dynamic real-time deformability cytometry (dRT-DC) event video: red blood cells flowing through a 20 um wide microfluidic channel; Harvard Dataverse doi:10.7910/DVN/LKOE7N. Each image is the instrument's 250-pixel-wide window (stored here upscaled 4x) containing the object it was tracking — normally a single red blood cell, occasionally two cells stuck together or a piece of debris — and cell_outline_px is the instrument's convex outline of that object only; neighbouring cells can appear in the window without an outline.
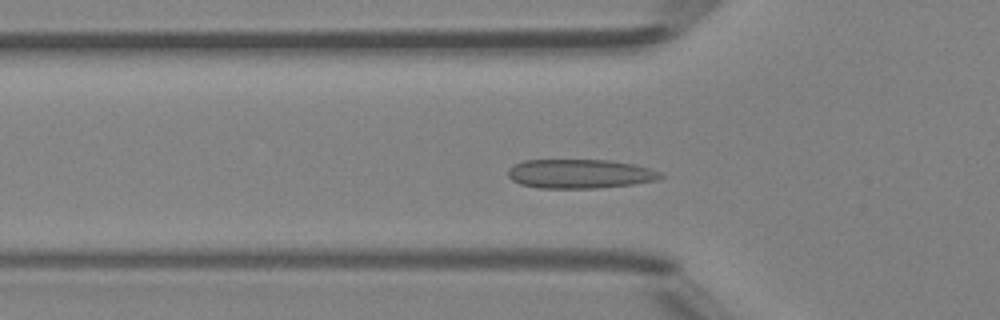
{"species": "Egyptian fruit bat (a non-hibernating species)", "species_latin": "Rousettus aegyptiacus", "temperature_condition": "room temperature", "stored_images_in_passage": 46, "camera_frame_rate_fps": 3000, "um_per_image_px": 0.085, "animal": {"sex": "female"}, "frame": {"image": 1, "passage_image": 14, "time_ms": 4.333, "image_size_px": [1000, 320], "cell_outline_px": [[664, 176], [656, 180], [632, 184], [596, 188], [540, 188], [520, 184], [512, 180], [508, 176], [508, 168], [524, 160], [608, 160], [632, 164], [648, 168], [660, 172]], "centroid_in_image_um": [49.26, 14.77], "position_along_channel_um": 76.5, "area_um2": 25.72}}
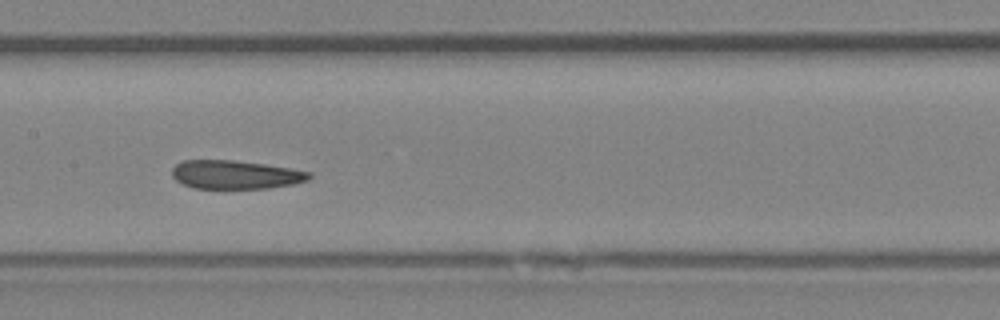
{"frame": {"image": 2, "passage_image": 22, "time_ms": 7.0, "image_size_px": [1000, 320], "cell_outline_px": [[312, 176], [308, 180], [292, 184], [268, 188], [196, 188], [184, 184], [176, 180], [172, 176], [172, 168], [180, 160], [232, 160], [264, 164], [312, 172]], "centroid_in_image_um": [20.0, 14.84], "position_along_channel_um": 187.4, "area_um2": 22.72}}
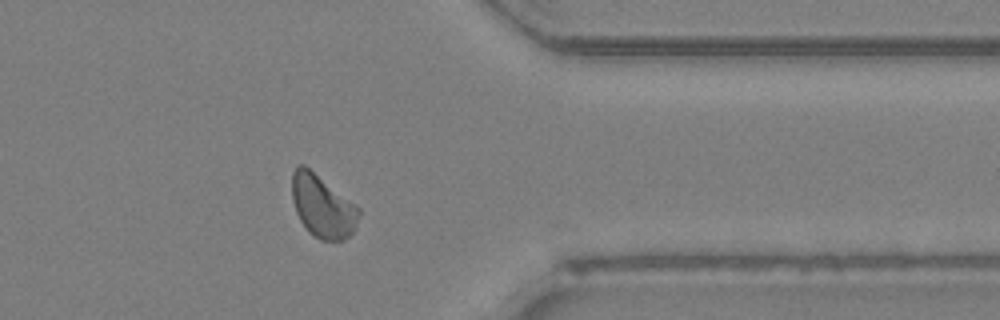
{"frame": {"image": 3, "passage_image": 37, "time_ms": 12.0, "image_size_px": [1000, 320], "cell_outline_px": [[360, 212], [356, 228], [344, 240], [320, 240], [308, 232], [300, 220], [296, 212], [292, 200], [292, 172], [300, 164], [304, 164], [356, 204], [360, 208]], "centroid_in_image_um": [27.42, 17.54], "position_along_channel_um": 384.0, "area_um2": 24.45}, "authors_computed_cell_mechanics": {"area_um2": 24.1604, "velocity_mm_per_s": 4.1622, "shape_relaxation_time_tau1_ms": null, "shape_relaxation_time_tau2_ms": 7.3809, "deformation_change_tau1": null, "deformation_change_tau2": 0.1157}}